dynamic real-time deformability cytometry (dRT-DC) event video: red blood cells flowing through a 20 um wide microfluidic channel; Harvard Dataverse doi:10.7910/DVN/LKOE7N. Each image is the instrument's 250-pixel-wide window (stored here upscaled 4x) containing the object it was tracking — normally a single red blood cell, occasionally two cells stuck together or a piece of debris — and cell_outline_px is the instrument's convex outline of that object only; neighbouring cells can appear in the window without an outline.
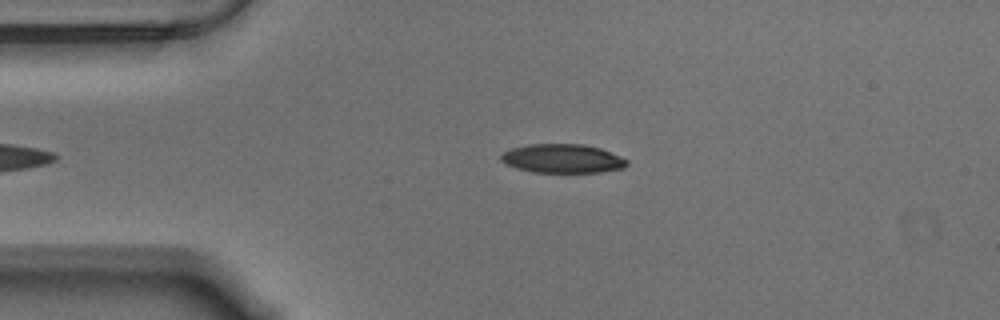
{"species": "Egyptian fruit bat (a non-hibernating species)", "species_latin": "Rousettus aegyptiacus", "temperature_condition": "warm", "stored_images_in_passage": 42, "camera_frame_rate_fps": 3000, "um_per_image_px": 0.085, "animal": {"sex": "male"}, "frame": {"image": 1, "passage_image": 3, "time_ms": 0.667, "image_size_px": [1000, 320], "cell_outline_px": [[628, 164], [624, 168], [600, 172], [532, 172], [516, 168], [500, 160], [500, 156], [504, 152], [512, 148], [528, 144], [584, 144], [600, 148], [620, 156], [628, 160]], "centroid_in_image_um": [47.83, 13.47], "position_along_channel_um": 37.2, "area_um2": 21.15}}
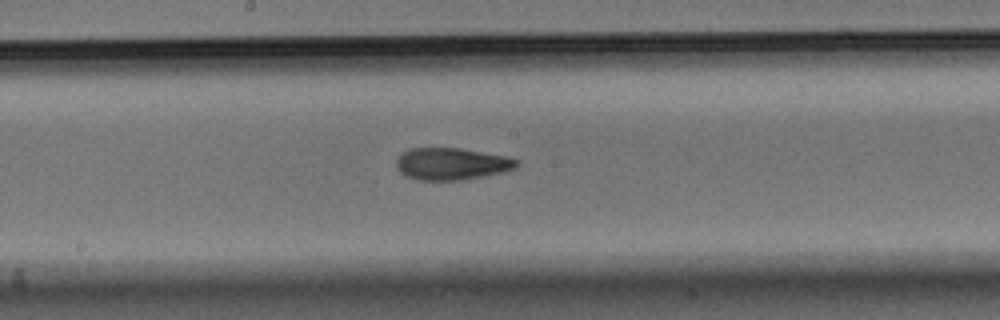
{"frame": {"image": 2, "passage_image": 20, "time_ms": 6.333, "image_size_px": [1000, 320], "cell_outline_px": [[520, 164], [516, 168], [504, 172], [460, 180], [416, 180], [404, 176], [396, 168], [396, 160], [408, 148], [460, 148], [504, 156], [516, 160]], "centroid_in_image_um": [38.35, 13.93], "position_along_channel_um": 209.9, "area_um2": 22.43}}
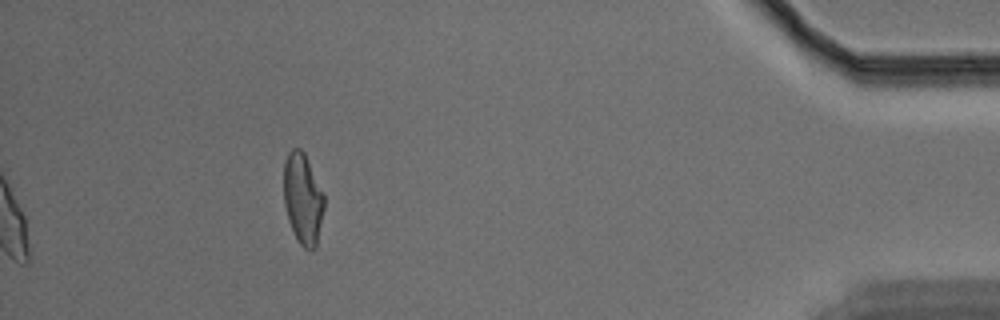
{"frame": {"image": 3, "passage_image": 42, "time_ms": 13.667, "image_size_px": [1000, 320], "cell_outline_px": [[324, 208], [316, 248], [312, 252], [304, 248], [300, 244], [288, 220], [284, 204], [284, 160], [288, 152], [292, 148], [300, 148], [304, 152], [324, 196]], "centroid_in_image_um": [25.73, 16.9], "position_along_channel_um": 409.5, "area_um2": 21.33}, "authors_computed_cell_mechanics": {"area_um2": 22.0796, "velocity_mm_per_s": 3.5278, "shape_relaxation_time_tau1_ms": 8.6024, "shape_relaxation_time_tau2_ms": 2.2023, "deformation_change_tau1": 0.2343, "deformation_change_tau2": 0.096}}